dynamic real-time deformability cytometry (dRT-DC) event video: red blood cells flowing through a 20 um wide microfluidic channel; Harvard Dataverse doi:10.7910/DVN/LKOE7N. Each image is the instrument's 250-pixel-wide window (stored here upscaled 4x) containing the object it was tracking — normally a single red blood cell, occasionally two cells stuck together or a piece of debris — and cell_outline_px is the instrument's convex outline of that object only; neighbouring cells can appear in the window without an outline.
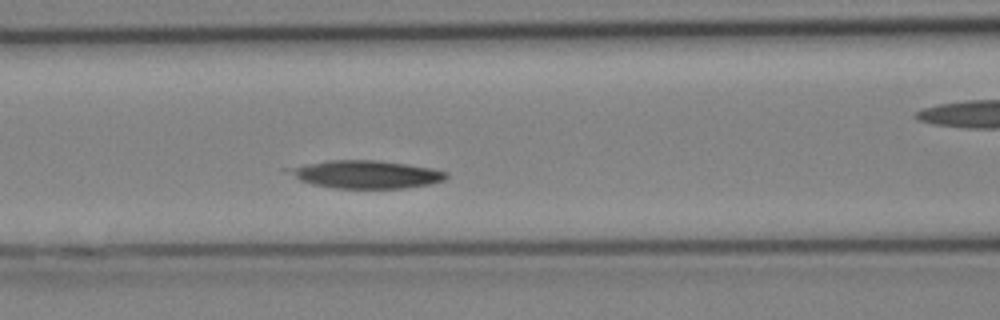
{"species": "Egyptian fruit bat (a non-hibernating species)", "species_latin": "Rousettus aegyptiacus", "temperature_condition": "cold", "stored_images_in_passage": 11, "camera_frame_rate_fps": 3000, "um_per_image_px": 0.085, "animal": {"sex": "female"}, "frame": {"image": 1, "passage_image": 4, "time_ms": 1.0, "image_size_px": [1000, 320], "cell_outline_px": [[448, 176], [444, 180], [428, 184], [404, 188], [336, 188], [312, 184], [300, 180], [284, 172], [280, 168], [328, 160], [376, 160], [432, 168], [448, 172]], "centroid_in_image_um": [31.01, 14.81], "position_along_channel_um": 135.6, "area_um2": 25.72}}
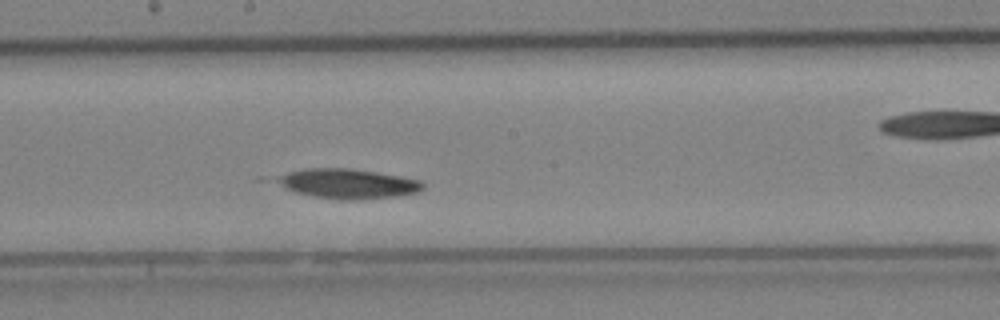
{"frame": {"image": 2, "passage_image": 8, "time_ms": 2.333, "image_size_px": [1000, 320], "cell_outline_px": [[424, 188], [420, 192], [396, 196], [352, 200], [340, 200], [316, 196], [296, 192], [284, 188], [276, 180], [276, 176], [288, 172], [304, 168], [348, 168], [376, 172], [420, 180], [424, 184]], "centroid_in_image_um": [29.56, 15.61], "position_along_channel_um": 218.6, "area_um2": 25.14}}